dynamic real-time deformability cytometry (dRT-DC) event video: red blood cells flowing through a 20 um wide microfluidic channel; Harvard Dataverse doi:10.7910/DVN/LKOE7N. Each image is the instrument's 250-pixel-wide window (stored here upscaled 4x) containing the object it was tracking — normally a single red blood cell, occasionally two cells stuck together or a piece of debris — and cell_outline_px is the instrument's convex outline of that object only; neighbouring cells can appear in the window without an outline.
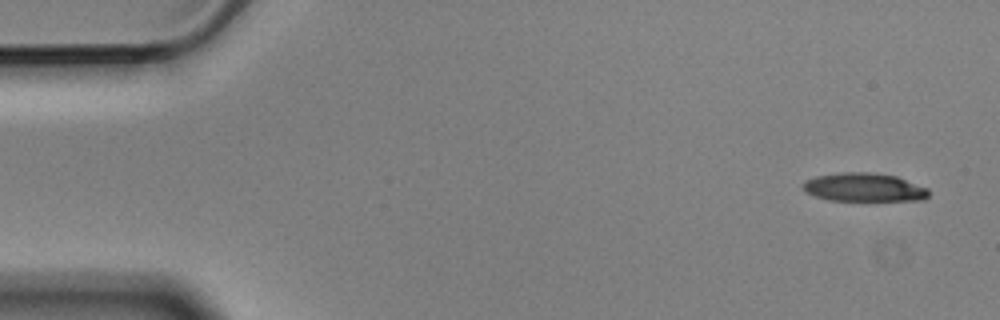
{"species": "Egyptian fruit bat (a non-hibernating species)", "species_latin": "Rousettus aegyptiacus", "temperature_condition": "cold", "stored_images_in_passage": 4, "camera_frame_rate_fps": 3000, "um_per_image_px": 0.085, "animal": {"sex": "male"}, "frame": {"image": 1, "passage_image": 1, "time_ms": 0.0, "image_size_px": [1000, 320], "cell_outline_px": [[928, 196], [924, 200], [828, 200], [804, 192], [804, 180], [816, 176], [840, 172], [872, 172], [896, 176], [928, 188]], "centroid_in_image_um": [73.43, 15.91], "position_along_channel_um": 11.6, "area_um2": 20.81}}